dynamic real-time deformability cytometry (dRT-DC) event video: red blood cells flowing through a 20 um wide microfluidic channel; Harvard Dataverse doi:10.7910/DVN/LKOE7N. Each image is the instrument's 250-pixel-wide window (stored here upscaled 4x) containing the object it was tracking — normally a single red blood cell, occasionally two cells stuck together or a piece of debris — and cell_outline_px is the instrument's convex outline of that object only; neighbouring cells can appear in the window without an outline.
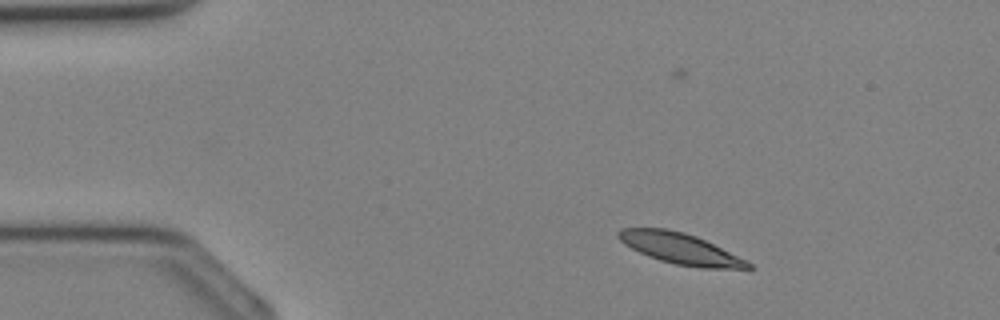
{"species": "Egyptian fruit bat (a non-hibernating species)", "species_latin": "Rousettus aegyptiacus", "temperature_condition": "cold", "stored_images_in_passage": 33, "camera_frame_rate_fps": 3000, "um_per_image_px": 0.085, "animal": {"sex": "female"}, "frame": {"image": 1, "passage_image": 2, "time_ms": 0.333, "image_size_px": [1000, 320], "cell_outline_px": [[756, 268], [700, 268], [676, 264], [660, 260], [648, 256], [624, 244], [616, 236], [616, 232], [620, 228], [668, 228], [684, 232], [696, 236], [748, 260]], "centroid_in_image_um": [57.82, 21.12], "position_along_channel_um": 27.2, "area_um2": 23.41}}
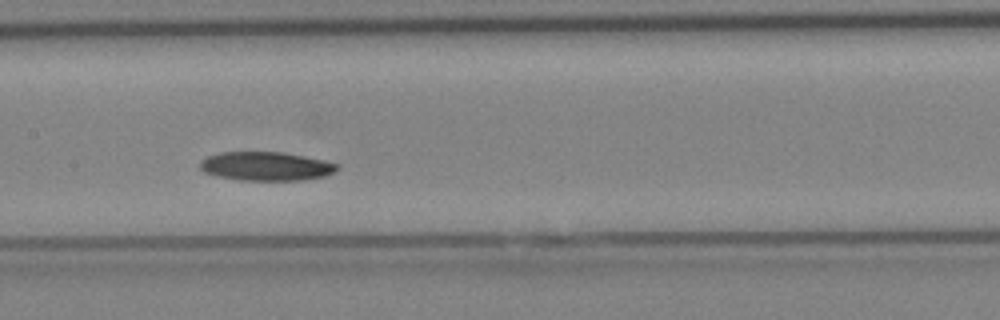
{"frame": {"image": 2, "passage_image": 14, "time_ms": 4.333, "image_size_px": [1000, 320], "cell_outline_px": [[340, 168], [328, 176], [304, 180], [236, 180], [216, 176], [204, 172], [200, 168], [200, 160], [208, 156], [220, 152], [284, 152], [324, 160], [340, 164]], "centroid_in_image_um": [22.65, 14.13], "position_along_channel_um": 184.8, "area_um2": 23.35}}
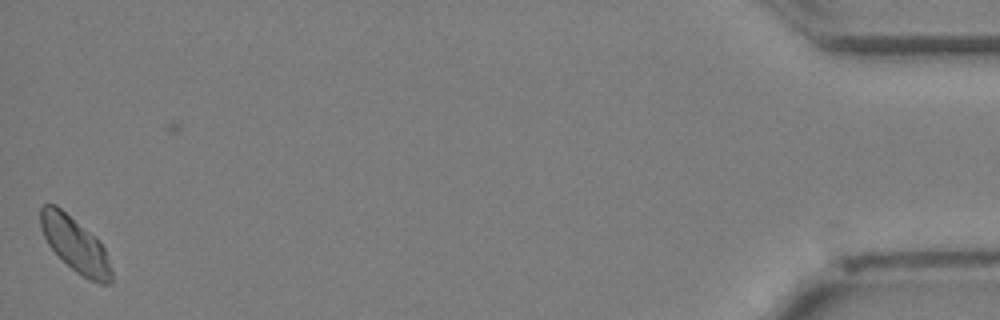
{"frame": {"image": 3, "passage_image": 32, "time_ms": 10.333, "image_size_px": [1000, 320], "cell_outline_px": [[112, 284], [100, 284], [88, 280], [76, 272], [48, 244], [40, 228], [40, 208], [44, 204], [56, 204], [96, 236], [104, 248], [112, 268]], "centroid_in_image_um": [6.41, 20.79], "position_along_channel_um": 428.8, "area_um2": 22.72}}